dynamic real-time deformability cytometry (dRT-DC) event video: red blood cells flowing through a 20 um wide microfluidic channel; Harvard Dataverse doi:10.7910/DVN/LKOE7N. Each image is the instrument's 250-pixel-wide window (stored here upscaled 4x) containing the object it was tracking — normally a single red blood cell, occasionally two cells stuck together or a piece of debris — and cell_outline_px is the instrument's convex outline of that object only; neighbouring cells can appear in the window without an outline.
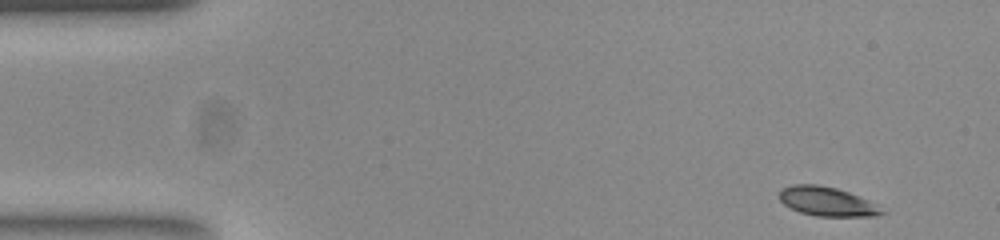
{"species": "common noctule bat (a hibernating species)", "species_latin": "Nyctalus noctula", "temperature_condition": "room temperature", "stored_images_in_passage": 49, "camera_frame_rate_fps": 3000, "um_per_image_px": 0.085, "animal": {"sex": "female", "body_mass_g": 23.0, "forearm_length_mm": 53.4}, "frame": {"image": 1, "passage_image": 1, "time_ms": 0.0, "image_size_px": [1000, 240], "cell_outline_px": [[888, 212], [876, 216], [816, 216], [800, 212], [784, 204], [780, 200], [780, 192], [784, 188], [792, 184], [816, 184], [836, 188], [848, 192], [880, 204]], "centroid_in_image_um": [70.39, 17.13], "position_along_channel_um": 14.6, "area_um2": 17.51}}
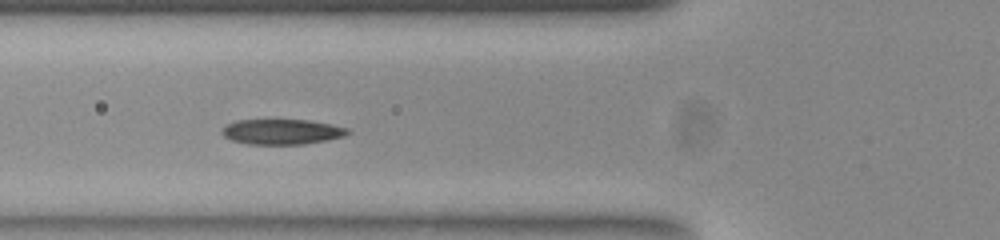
{"frame": {"image": 2, "passage_image": 16, "time_ms": 5.0, "image_size_px": [1000, 240], "cell_outline_px": [[352, 132], [344, 136], [304, 144], [248, 144], [232, 140], [224, 136], [220, 132], [228, 124], [236, 120], [308, 120], [348, 128]], "centroid_in_image_um": [23.95, 11.2], "position_along_channel_um": 101.8, "area_um2": 18.26}}
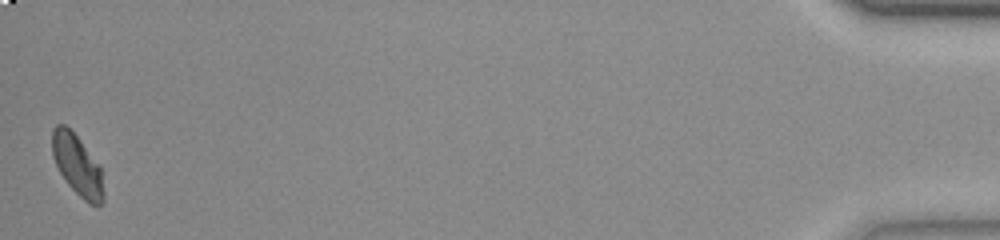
{"frame": {"image": 3, "passage_image": 49, "time_ms": 16.0, "image_size_px": [1000, 240], "cell_outline_px": [[104, 200], [100, 204], [88, 204], [68, 184], [60, 172], [52, 156], [52, 128], [56, 124], [64, 124], [80, 140], [100, 164], [104, 192]], "centroid_in_image_um": [6.58, 14.03], "position_along_channel_um": 428.6, "area_um2": 18.15}, "authors_computed_cell_mechanics": {"area_um2": 18.496, "velocity_mm_per_s": 3.8778, "shape_relaxation_time_tau1_ms": 3.4183, "shape_relaxation_time_tau2_ms": 2.4826, "deformation_change_tau1": 0.1253, "deformation_change_tau2": 0.0594}}